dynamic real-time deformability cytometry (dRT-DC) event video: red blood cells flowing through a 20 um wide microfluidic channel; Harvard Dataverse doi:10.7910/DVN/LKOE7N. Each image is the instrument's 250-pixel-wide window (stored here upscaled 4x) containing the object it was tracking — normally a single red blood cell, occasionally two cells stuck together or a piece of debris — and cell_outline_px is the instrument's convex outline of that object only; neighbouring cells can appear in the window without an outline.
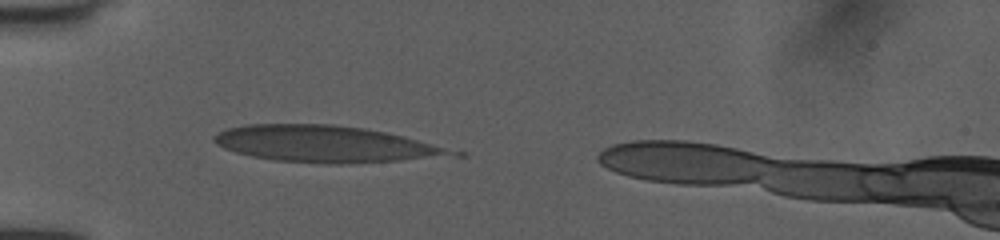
{"species": "human", "species_latin": "Homo sapiens", "temperature_condition": "room temperature", "stored_images_in_passage": 17, "camera_frame_rate_fps": 3000, "um_per_image_px": 0.085, "donor": {"sex": "female"}, "frame": {"image": 1, "passage_image": 1, "time_ms": 0.0, "image_size_px": [1000, 240], "cell_outline_px": [[468, 156], [348, 164], [328, 164], [272, 160], [252, 156], [236, 152], [224, 148], [216, 144], [212, 140], [212, 136], [228, 128], [248, 124], [332, 124], [364, 128], [404, 136], [464, 152]], "centroid_in_image_um": [27.78, 12.26], "position_along_channel_um": 57.2, "area_um2": 51.27}}
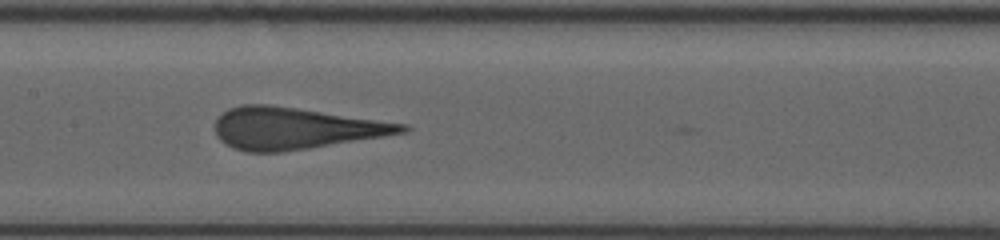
{"frame": {"image": 2, "passage_image": 10, "time_ms": 3.0, "image_size_px": [1000, 240], "cell_outline_px": [[412, 128], [408, 132], [308, 148], [280, 152], [244, 152], [232, 148], [220, 140], [216, 136], [216, 120], [228, 108], [240, 104], [268, 104], [408, 124]], "centroid_in_image_um": [25.07, 10.9], "position_along_channel_um": 182.3, "area_um2": 45.2}}
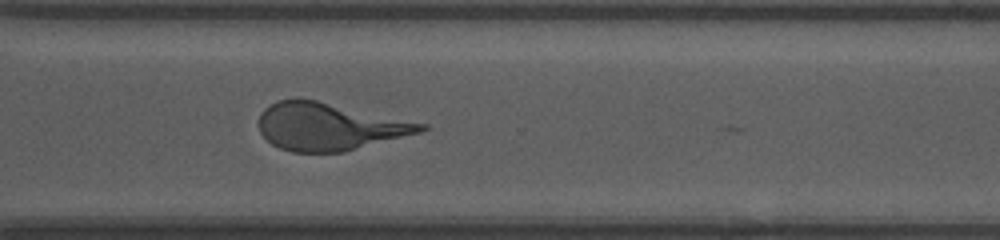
{"frame": {"image": 3, "passage_image": 17, "time_ms": 5.333, "image_size_px": [1000, 240], "cell_outline_px": [[428, 128], [420, 132], [344, 152], [292, 152], [280, 148], [272, 144], [260, 132], [260, 112], [264, 108], [280, 100], [316, 100], [428, 124]], "centroid_in_image_um": [28.0, 10.77], "position_along_channel_um": 342.6, "area_um2": 44.16}}